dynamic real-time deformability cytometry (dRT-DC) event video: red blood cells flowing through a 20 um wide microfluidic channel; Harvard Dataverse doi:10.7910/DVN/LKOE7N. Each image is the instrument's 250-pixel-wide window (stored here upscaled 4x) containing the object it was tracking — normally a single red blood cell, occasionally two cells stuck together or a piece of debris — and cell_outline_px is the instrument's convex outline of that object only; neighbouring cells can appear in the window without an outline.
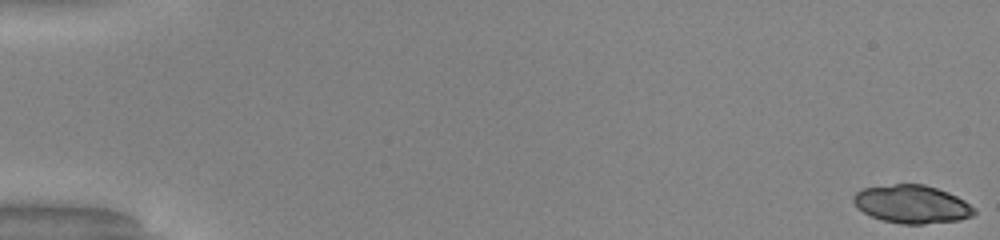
{"species": "common noctule bat (a hibernating species)", "species_latin": "Nyctalus noctula", "temperature_condition": "warm", "stored_images_in_passage": 51, "camera_frame_rate_fps": 3000, "um_per_image_px": 0.085, "animal": {"sex": "male", "body_mass_g": 20.0, "forearm_length_mm": 53.3}, "frame": {"image": 1, "passage_image": 1, "time_ms": 0.0, "image_size_px": [1000, 240], "cell_outline_px": [[976, 212], [972, 216], [960, 220], [924, 224], [900, 224], [880, 220], [856, 208], [852, 200], [852, 196], [860, 188], [896, 184], [924, 184], [948, 192], [964, 200], [976, 208]], "centroid_in_image_um": [77.49, 17.36], "position_along_channel_um": 7.5, "area_um2": 27.11}}
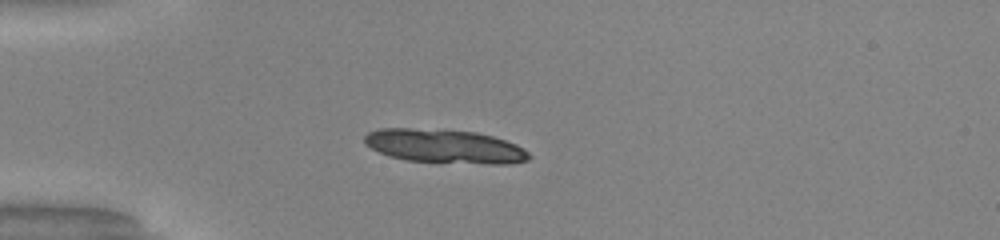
{"frame": {"image": 2, "passage_image": 15, "time_ms": 4.667, "image_size_px": [1000, 240], "cell_outline_px": [[532, 156], [528, 160], [512, 164], [488, 164], [408, 160], [388, 156], [364, 144], [364, 136], [368, 132], [380, 128], [412, 128], [476, 132], [492, 136], [516, 144], [524, 148]], "centroid_in_image_um": [37.81, 12.43], "position_along_channel_um": 47.2, "area_um2": 32.37}, "authors_computed_cell_mechanics": {"area_um2": 19.0162, "velocity_mm_per_s": 4.1395, "shape_relaxation_time_tau1_ms": 7.4024, "shape_relaxation_time_tau2_ms": null, "deformation_change_tau1": 0.1952, "deformation_change_tau2": null}}